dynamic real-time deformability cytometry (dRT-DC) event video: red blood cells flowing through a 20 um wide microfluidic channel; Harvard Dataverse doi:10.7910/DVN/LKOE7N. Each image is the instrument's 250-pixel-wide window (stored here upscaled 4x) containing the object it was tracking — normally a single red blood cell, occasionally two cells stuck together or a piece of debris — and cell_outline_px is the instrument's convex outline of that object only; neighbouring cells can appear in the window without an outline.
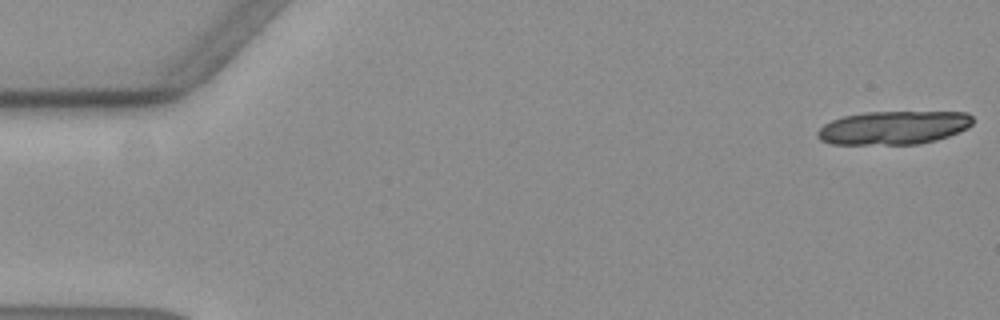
{"species": "common noctule bat (a hibernating species)", "species_latin": "Nyctalus noctula", "temperature_condition": "warm", "stored_images_in_passage": 19, "camera_frame_rate_fps": 3000, "um_per_image_px": 0.085, "animal": {"sex": "female", "body_mass_g": 19.3, "forearm_length_mm": 54.1}, "frame": {"image": 1, "passage_image": 1, "time_ms": 0.0, "image_size_px": [1000, 320], "cell_outline_px": [[972, 124], [968, 128], [948, 136], [936, 140], [920, 144], [832, 144], [820, 140], [816, 136], [816, 132], [824, 124], [832, 120], [844, 116], [864, 112], [968, 112], [972, 116]], "centroid_in_image_um": [75.94, 10.85], "position_along_channel_um": 9.1, "area_um2": 30.35}}